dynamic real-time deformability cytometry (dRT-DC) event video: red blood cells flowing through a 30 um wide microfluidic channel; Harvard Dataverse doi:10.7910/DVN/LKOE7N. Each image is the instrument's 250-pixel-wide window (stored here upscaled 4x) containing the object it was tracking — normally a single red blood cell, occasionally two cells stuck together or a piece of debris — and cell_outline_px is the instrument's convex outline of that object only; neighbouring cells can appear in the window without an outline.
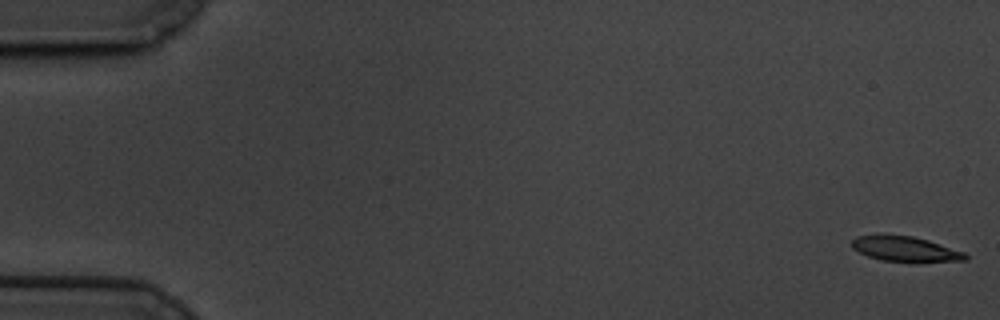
{"species": "common noctule bat (a hibernating species)", "species_latin": "Nyctalus noctula", "temperature_condition": "cold", "stored_images_in_passage": 60, "camera_frame_rate_fps": 3000, "um_per_image_px": 0.085, "animal": {"sex": "male", "body_mass_g": 19.5, "forearm_length_mm": 54.6}, "frame": {"image": 1, "passage_image": 1, "time_ms": 0.0, "image_size_px": [1000, 320], "cell_outline_px": [[968, 260], [916, 264], [880, 260], [868, 256], [852, 248], [852, 240], [856, 236], [880, 232], [884, 232], [912, 236], [928, 240], [964, 252], [968, 256]], "centroid_in_image_um": [76.94, 21.16], "position_along_channel_um": 8.1, "area_um2": 17.74}}
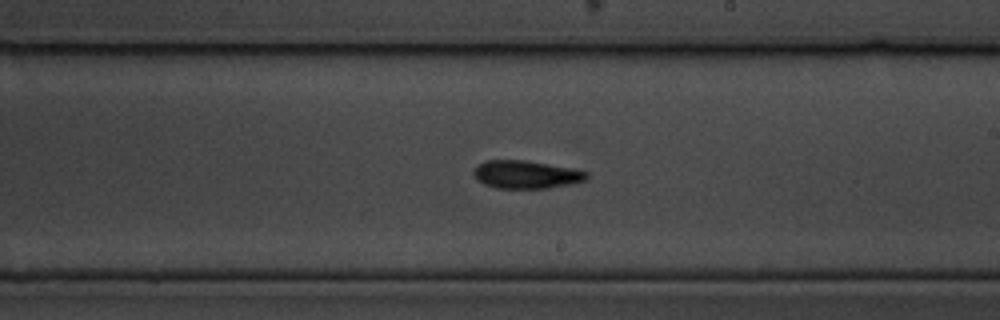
{"frame": {"image": 2, "passage_image": 35, "time_ms": 11.333, "image_size_px": [1000, 320], "cell_outline_px": [[588, 180], [572, 184], [548, 188], [496, 188], [484, 184], [476, 180], [472, 172], [480, 164], [488, 160], [524, 160], [572, 168], [588, 172]], "centroid_in_image_um": [44.74, 14.84], "position_along_channel_um": 244.3, "area_um2": 18.44}}
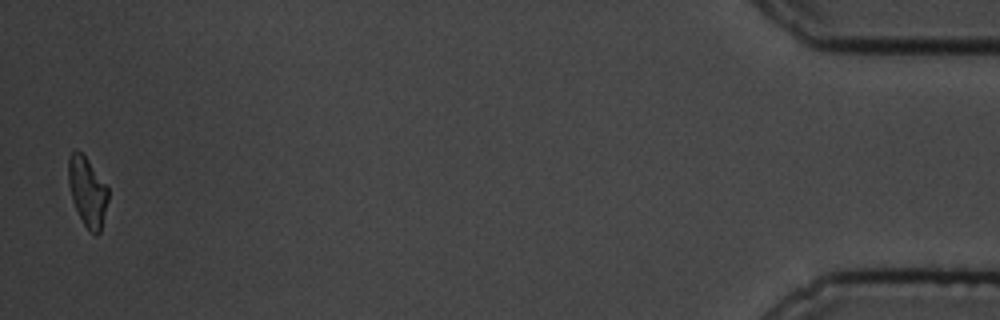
{"frame": {"image": 3, "passage_image": 59, "time_ms": 19.333, "image_size_px": [1000, 320], "cell_outline_px": [[108, 200], [100, 232], [96, 236], [84, 224], [72, 200], [68, 184], [68, 156], [76, 148], [88, 160], [108, 188]], "centroid_in_image_um": [7.41, 16.27], "position_along_channel_um": 427.8, "area_um2": 15.84}, "authors_computed_cell_mechanics": {"area_um2": 17.918, "velocity_mm_per_s": 3.372, "shape_relaxation_time_tau1_ms": 6.0498, "shape_relaxation_time_tau2_ms": 8.8042, "deformation_change_tau1": 0.2004, "deformation_change_tau2": 0.1824}}